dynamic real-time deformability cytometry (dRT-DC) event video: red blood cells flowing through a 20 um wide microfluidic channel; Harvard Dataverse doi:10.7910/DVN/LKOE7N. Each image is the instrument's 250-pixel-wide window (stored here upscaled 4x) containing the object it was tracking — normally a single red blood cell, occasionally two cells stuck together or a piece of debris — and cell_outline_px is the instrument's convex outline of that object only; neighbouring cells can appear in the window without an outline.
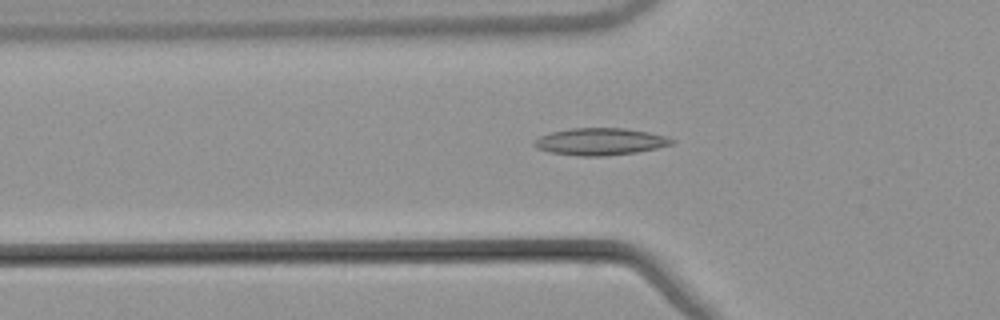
{"species": "common noctule bat (a hibernating species)", "species_latin": "Nyctalus noctula", "temperature_condition": "warm", "stored_images_in_passage": 50, "camera_frame_rate_fps": 3000, "um_per_image_px": 0.085, "animal": {"sex": "male", "body_mass_g": 21.5, "forearm_length_mm": 52.0}, "frame": {"image": 1, "passage_image": 19, "time_ms": 6.0, "image_size_px": [1000, 320], "cell_outline_px": [[676, 140], [672, 144], [656, 148], [636, 152], [604, 156], [580, 156], [548, 152], [536, 148], [532, 144], [540, 136], [552, 132], [572, 128], [624, 128], [648, 132], [664, 136]], "centroid_in_image_um": [51.0, 12.04], "position_along_channel_um": 74.8, "area_um2": 21.56}}
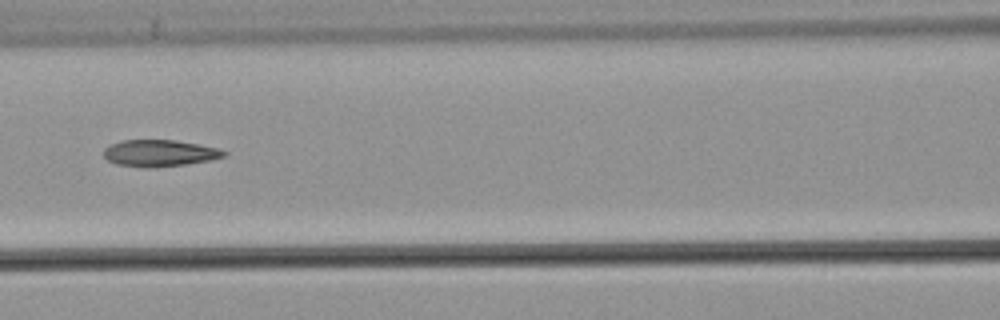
{"frame": {"image": 2, "passage_image": 25, "time_ms": 8.0, "image_size_px": [1000, 320], "cell_outline_px": [[228, 152], [224, 156], [208, 160], [184, 164], [156, 168], [144, 168], [116, 164], [108, 160], [104, 156], [104, 148], [120, 140], [176, 140], [200, 144], [220, 148]], "centroid_in_image_um": [13.56, 13.01], "position_along_channel_um": 153.0, "area_um2": 18.79}}
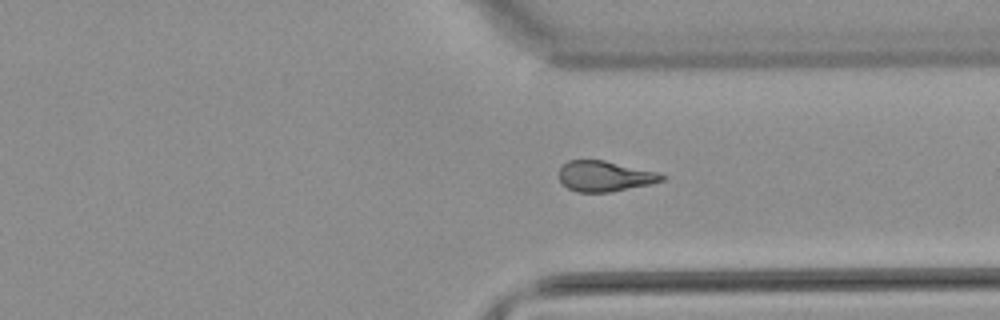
{"frame": {"image": 3, "passage_image": 41, "time_ms": 13.333, "image_size_px": [1000, 320], "cell_outline_px": [[668, 176], [664, 180], [648, 184], [608, 192], [576, 192], [568, 188], [560, 180], [560, 168], [568, 160], [604, 160], [660, 172]], "centroid_in_image_um": [51.44, 14.96], "position_along_channel_um": 360.0, "area_um2": 18.21}}